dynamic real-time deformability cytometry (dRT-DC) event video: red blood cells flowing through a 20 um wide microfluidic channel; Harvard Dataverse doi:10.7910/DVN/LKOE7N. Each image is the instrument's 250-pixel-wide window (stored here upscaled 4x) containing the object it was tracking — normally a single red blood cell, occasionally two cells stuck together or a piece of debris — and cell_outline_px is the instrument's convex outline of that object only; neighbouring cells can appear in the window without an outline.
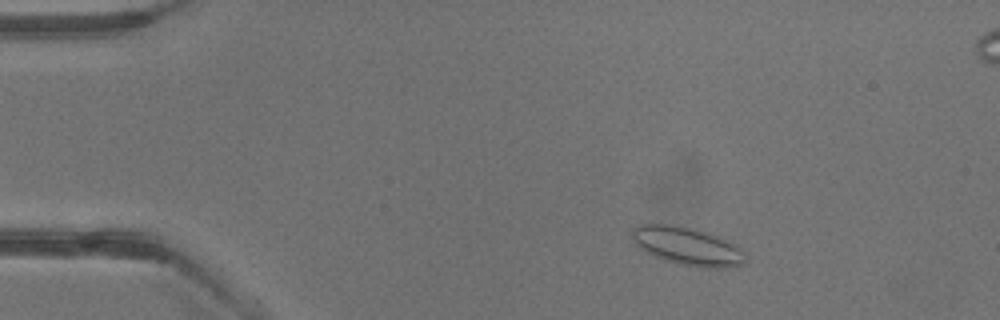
{"species": "common noctule bat (a hibernating species)", "species_latin": "Nyctalus noctula", "temperature_condition": "warm", "stored_images_in_passage": 3, "camera_frame_rate_fps": 3000, "um_per_image_px": 0.085, "animal": {"sex": "male", "body_mass_g": 13.3}, "frame": {"image": 1, "passage_image": 2, "time_ms": 1.0, "image_size_px": [1000, 320], "cell_outline_px": [[744, 264], [736, 268], [700, 268], [680, 264], [644, 252], [636, 244], [632, 236], [632, 228], [636, 224], [672, 224], [692, 228], [708, 232], [720, 236], [736, 244], [744, 252]], "centroid_in_image_um": [58.46, 20.92], "position_along_channel_um": 26.5, "area_um2": 25.49}}